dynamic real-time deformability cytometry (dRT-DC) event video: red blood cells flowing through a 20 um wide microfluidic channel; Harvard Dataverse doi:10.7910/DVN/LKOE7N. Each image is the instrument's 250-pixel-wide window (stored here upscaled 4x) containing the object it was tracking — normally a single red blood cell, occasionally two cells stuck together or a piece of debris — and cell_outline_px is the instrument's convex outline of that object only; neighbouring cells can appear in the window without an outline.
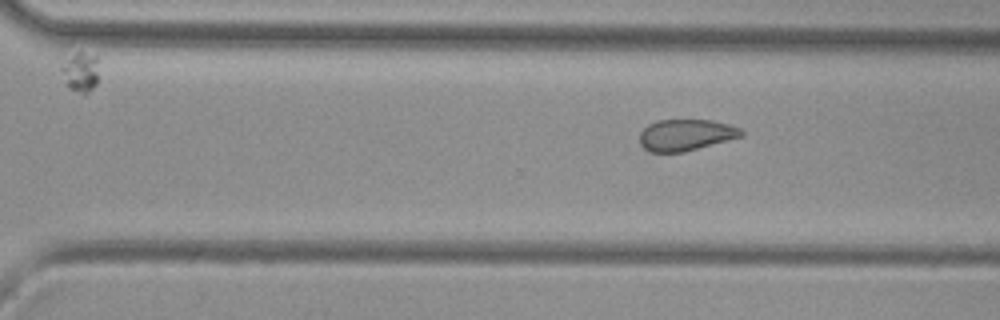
{"species": "common noctule bat (a hibernating species)", "species_latin": "Nyctalus noctula", "temperature_condition": "cold", "stored_images_in_passage": 15, "segment_of_instrument_passage": [2, 2], "camera_frame_rate_fps": 3000, "um_per_image_px": 0.085, "animal": {"sex": "female", "body_mass_g": 29.2, "forearm_length_mm": 56.3}, "frame": {"image": 1, "passage_image": 15, "time_ms": 17.0, "image_size_px": [1000, 320], "cell_outline_px": [[744, 136], [684, 152], [648, 152], [640, 144], [640, 132], [648, 124], [656, 120], [712, 120], [728, 124], [740, 128], [744, 132]], "centroid_in_image_um": [58.29, 11.47], "position_along_channel_um": 312.3, "area_um2": 18.73}}